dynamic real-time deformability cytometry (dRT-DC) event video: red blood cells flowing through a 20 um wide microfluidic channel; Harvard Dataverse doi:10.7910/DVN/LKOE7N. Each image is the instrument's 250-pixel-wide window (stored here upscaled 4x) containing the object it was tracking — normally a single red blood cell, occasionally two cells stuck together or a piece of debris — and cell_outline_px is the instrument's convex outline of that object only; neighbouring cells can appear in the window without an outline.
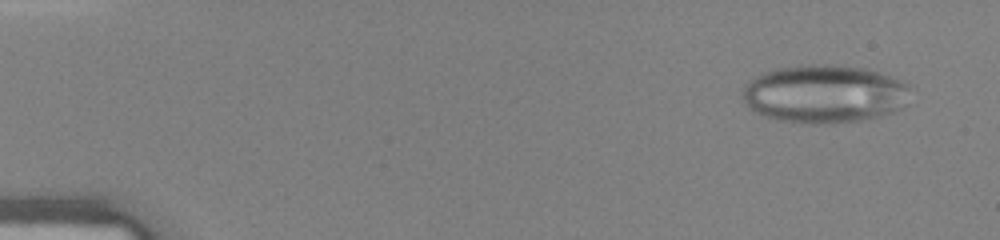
{"species": "human", "species_latin": "Homo sapiens", "temperature_condition": "warm", "stored_images_in_passage": 43, "camera_frame_rate_fps": 3000, "um_per_image_px": 0.085, "donor": {"sex": "female"}, "frame": {"image": 1, "passage_image": 3, "time_ms": 0.667, "image_size_px": [1000, 240], "cell_outline_px": [[916, 88], [904, 104], [900, 108], [892, 112], [860, 120], [832, 124], [812, 124], [780, 120], [764, 116], [748, 108], [744, 104], [744, 84], [748, 80], [760, 72], [776, 68], [808, 64], [832, 64], [864, 68], [880, 72], [904, 80]], "centroid_in_image_um": [70.1, 7.96], "position_along_channel_um": 14.9, "area_um2": 57.8}}
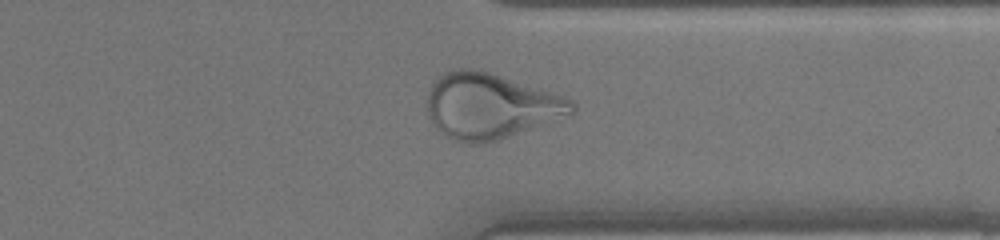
{"frame": {"image": 2, "passage_image": 34, "time_ms": 11.0, "image_size_px": [1000, 240], "cell_outline_px": [[576, 108], [572, 116], [484, 144], [468, 144], [452, 140], [440, 132], [432, 124], [428, 116], [428, 92], [432, 80], [444, 72], [452, 68], [480, 68], [564, 96], [572, 100], [576, 104]], "centroid_in_image_um": [41.69, 9.0], "position_along_channel_um": 369.7, "area_um2": 56.36}}
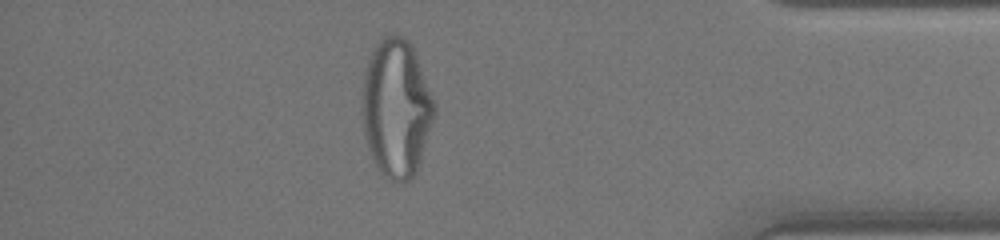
{"frame": {"image": 3, "passage_image": 38, "time_ms": 12.333, "image_size_px": [1000, 240], "cell_outline_px": [[436, 108], [420, 164], [416, 172], [404, 184], [392, 180], [380, 172], [372, 160], [364, 136], [360, 112], [360, 92], [364, 72], [368, 60], [380, 36], [388, 32], [396, 32], [404, 36], [408, 40], [416, 56], [436, 104]], "centroid_in_image_um": [33.64, 9.17], "position_along_channel_um": 401.6, "area_um2": 59.13}}